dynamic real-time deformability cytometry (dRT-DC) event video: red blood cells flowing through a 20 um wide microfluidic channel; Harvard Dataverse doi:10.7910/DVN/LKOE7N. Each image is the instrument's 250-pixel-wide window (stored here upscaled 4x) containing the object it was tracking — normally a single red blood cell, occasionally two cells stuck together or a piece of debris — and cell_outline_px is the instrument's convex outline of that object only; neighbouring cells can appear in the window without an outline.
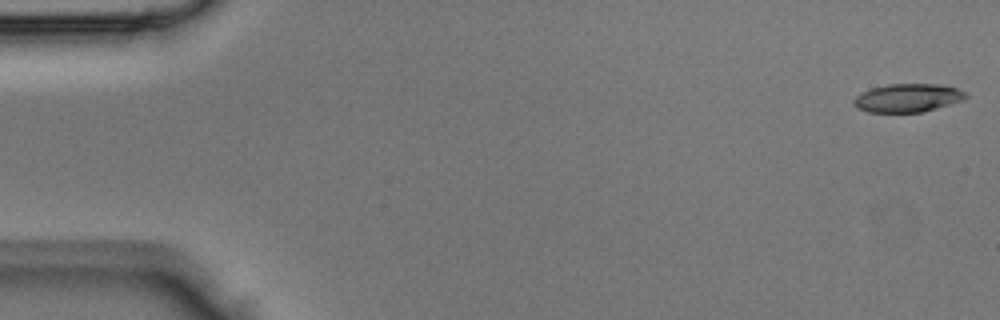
{"species": "Egyptian fruit bat (a non-hibernating species)", "species_latin": "Rousettus aegyptiacus", "temperature_condition": "room temperature", "stored_images_in_passage": 5, "segment_of_instrument_passage": [1, 2], "camera_frame_rate_fps": 3000, "um_per_image_px": 0.085, "animal": {"sex": "male"}, "frame": {"image": 1, "passage_image": 1, "time_ms": 0.0, "image_size_px": [1000, 320], "cell_outline_px": [[968, 96], [964, 100], [936, 108], [920, 112], [868, 112], [856, 108], [852, 104], [852, 100], [860, 92], [872, 88], [888, 84], [944, 84], [968, 92]], "centroid_in_image_um": [77.15, 8.31], "position_along_channel_um": 7.8, "area_um2": 18.73}}
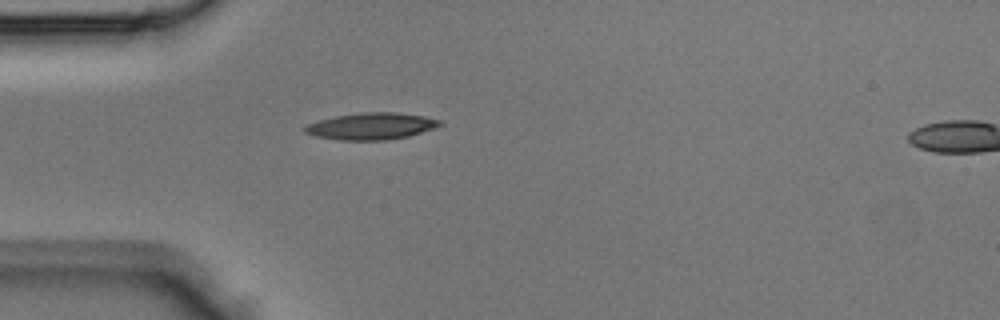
{"frame": {"image": 2, "passage_image": 4, "time_ms": 1.0, "image_size_px": [1000, 320], "cell_outline_px": [[444, 124], [408, 136], [388, 140], [340, 140], [316, 136], [304, 132], [300, 128], [308, 124], [320, 120], [336, 116], [360, 112], [396, 112], [424, 116], [440, 120]], "centroid_in_image_um": [31.53, 10.72], "position_along_channel_um": 53.5, "area_um2": 20.98}}